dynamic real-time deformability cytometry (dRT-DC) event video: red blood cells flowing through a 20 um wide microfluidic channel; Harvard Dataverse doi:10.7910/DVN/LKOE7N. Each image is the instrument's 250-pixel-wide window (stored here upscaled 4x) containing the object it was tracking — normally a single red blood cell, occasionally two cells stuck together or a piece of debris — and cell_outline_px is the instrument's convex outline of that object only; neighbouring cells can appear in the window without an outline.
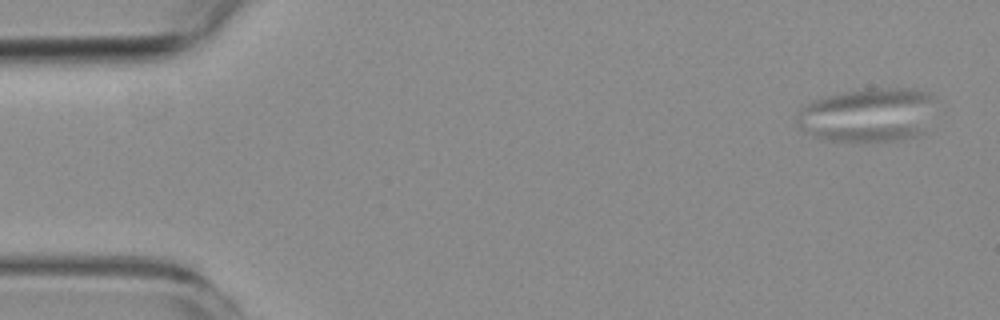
{"species": "common noctule bat (a hibernating species)", "species_latin": "Nyctalus noctula", "temperature_condition": "room temperature", "stored_images_in_passage": 6, "camera_frame_rate_fps": 3000, "um_per_image_px": 0.085, "animal": {"sex": "female", "body_mass_g": 19.3, "forearm_length_mm": 54.1}, "frame": {"image": 1, "passage_image": 1, "time_ms": 0.0, "image_size_px": [1000, 320], "cell_outline_px": [[924, 132], [916, 136], [900, 140], [824, 140], [812, 136], [804, 132], [800, 128], [844, 124], [904, 124], [920, 128]], "centroid_in_image_um": [73.41, 11.22], "position_along_channel_um": 11.6, "area_um2": 11.91}}